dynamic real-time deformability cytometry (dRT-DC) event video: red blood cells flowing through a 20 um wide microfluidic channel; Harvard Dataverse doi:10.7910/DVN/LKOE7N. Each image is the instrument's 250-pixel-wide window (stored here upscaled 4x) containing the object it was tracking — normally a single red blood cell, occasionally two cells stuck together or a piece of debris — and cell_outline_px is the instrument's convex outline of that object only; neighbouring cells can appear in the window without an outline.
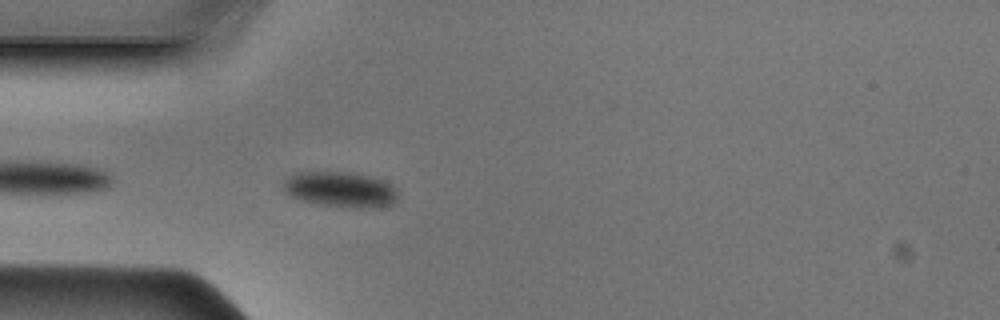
{"species": "Egyptian fruit bat (a non-hibernating species)", "species_latin": "Rousettus aegyptiacus", "temperature_condition": "cold", "stored_images_in_passage": 15, "camera_frame_rate_fps": 3000, "um_per_image_px": 0.085, "animal": {"sex": "male"}, "frame": {"image": 1, "passage_image": 2, "time_ms": 0.333, "image_size_px": [1000, 320], "cell_outline_px": [[396, 200], [392, 204], [376, 208], [356, 208], [320, 204], [304, 200], [292, 196], [284, 188], [284, 180], [300, 172], [344, 172], [368, 176], [392, 184], [396, 188]], "centroid_in_image_um": [28.99, 16.12], "position_along_channel_um": 56.0, "area_um2": 23.12}}
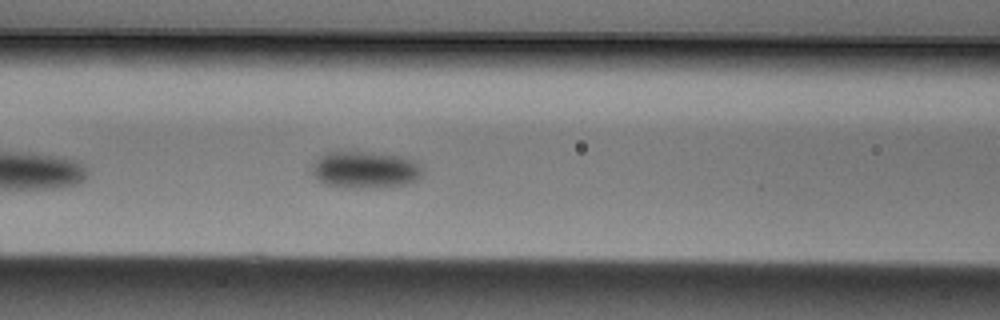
{"frame": {"image": 2, "passage_image": 8, "time_ms": 2.333, "image_size_px": [1000, 320], "cell_outline_px": [[424, 176], [408, 184], [380, 188], [356, 188], [328, 184], [320, 180], [312, 172], [312, 164], [324, 152], [372, 152], [400, 156], [416, 160], [424, 168]], "centroid_in_image_um": [31.14, 14.43], "position_along_channel_um": 135.5, "area_um2": 24.04}}
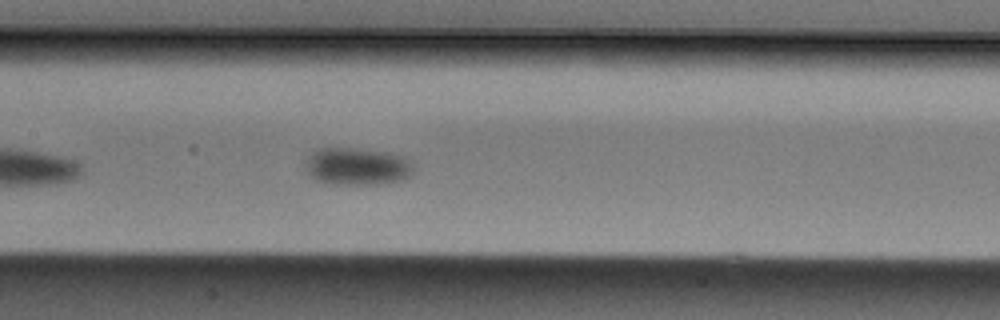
{"frame": {"image": 3, "passage_image": 11, "time_ms": 3.333, "image_size_px": [1000, 320], "cell_outline_px": [[416, 168], [412, 176], [404, 180], [380, 184], [332, 184], [316, 180], [304, 168], [304, 160], [316, 148], [352, 148], [388, 152], [404, 156], [412, 160]], "centroid_in_image_um": [30.41, 14.14], "position_along_channel_um": 177.0, "area_um2": 24.22}}